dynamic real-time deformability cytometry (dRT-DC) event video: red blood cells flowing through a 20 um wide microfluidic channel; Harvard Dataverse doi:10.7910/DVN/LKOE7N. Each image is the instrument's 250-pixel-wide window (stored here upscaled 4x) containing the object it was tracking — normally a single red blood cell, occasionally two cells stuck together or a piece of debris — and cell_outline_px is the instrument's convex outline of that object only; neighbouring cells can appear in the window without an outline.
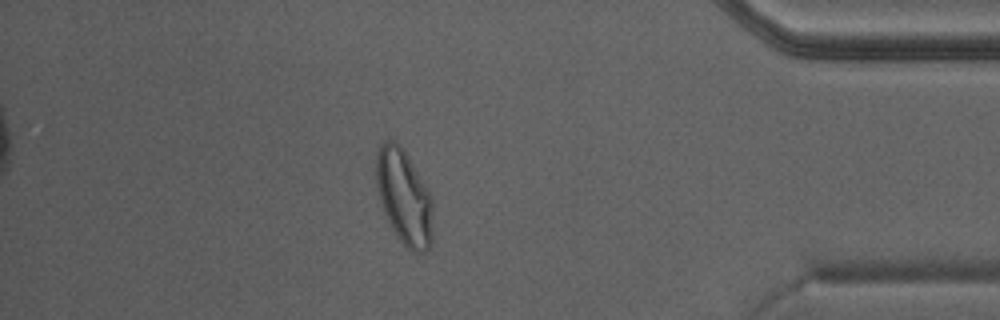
{"species": "Egyptian fruit bat (a non-hibernating species)", "species_latin": "Rousettus aegyptiacus", "temperature_condition": "warm", "stored_images_in_passage": 43, "segment_of_instrument_passage": [1, 2], "camera_frame_rate_fps": 3000, "um_per_image_px": 0.085, "animal": {"sex": "male"}, "frame": {"image": 1, "passage_image": 37, "time_ms": 12.0, "image_size_px": [1000, 320], "cell_outline_px": [[432, 244], [424, 252], [412, 252], [400, 240], [392, 228], [384, 212], [376, 188], [376, 152], [380, 144], [384, 140], [396, 140], [408, 156], [432, 196]], "centroid_in_image_um": [34.34, 16.73], "position_along_channel_um": 400.9, "area_um2": 31.44}}